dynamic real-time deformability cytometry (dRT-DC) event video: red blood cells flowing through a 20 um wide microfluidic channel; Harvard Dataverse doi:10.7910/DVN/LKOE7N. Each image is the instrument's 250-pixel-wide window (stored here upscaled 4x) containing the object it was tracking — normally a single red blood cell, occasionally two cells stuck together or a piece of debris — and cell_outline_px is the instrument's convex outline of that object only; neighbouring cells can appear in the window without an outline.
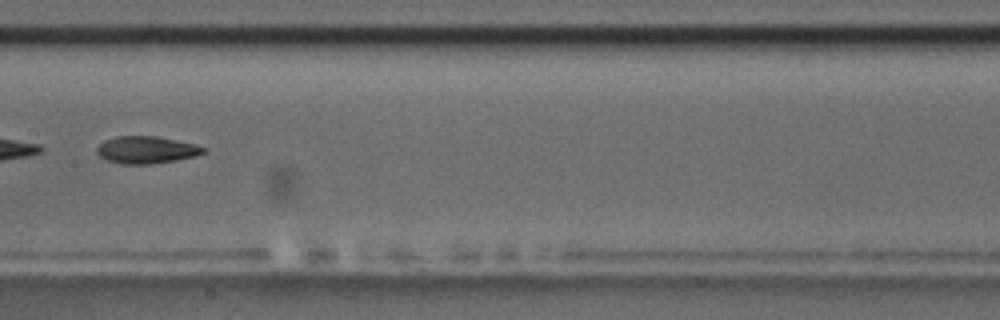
{"species": "common noctule bat (a hibernating species)", "species_latin": "Nyctalus noctula", "temperature_condition": "room temperature", "stored_images_in_passage": 7, "segment_of_instrument_passage": [2, 2], "camera_frame_rate_fps": 3000, "um_per_image_px": 0.085, "animal": {"sex": "male", "body_mass_g": 17.5, "forearm_length_mm": 52.3}, "frame": {"image": 1, "passage_image": 7, "time_ms": 8.0, "image_size_px": [1000, 320], "cell_outline_px": [[208, 148], [204, 152], [196, 156], [176, 160], [148, 164], [120, 164], [108, 160], [100, 156], [96, 152], [96, 148], [104, 140], [116, 136], [156, 136], [196, 144]], "centroid_in_image_um": [12.45, 12.73], "position_along_channel_um": 195.0, "area_um2": 16.94}}